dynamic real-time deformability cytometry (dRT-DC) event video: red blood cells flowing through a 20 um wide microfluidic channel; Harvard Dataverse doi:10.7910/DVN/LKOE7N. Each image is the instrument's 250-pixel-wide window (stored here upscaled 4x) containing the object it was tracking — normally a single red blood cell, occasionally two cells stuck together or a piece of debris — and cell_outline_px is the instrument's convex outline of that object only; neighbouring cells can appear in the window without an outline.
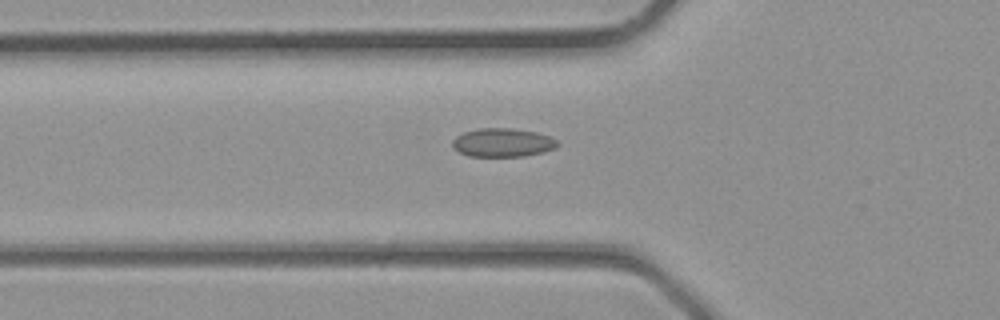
{"species": "common noctule bat (a hibernating species)", "species_latin": "Nyctalus noctula", "temperature_condition": "room temperature", "stored_images_in_passage": 3, "camera_frame_rate_fps": 3000, "um_per_image_px": 0.085, "animal": {"sex": "male", "body_mass_g": 23.1, "forearm_length_mm": 52.7}, "frame": {"image": 1, "passage_image": 3, "time_ms": 0.667, "image_size_px": [1000, 320], "cell_outline_px": [[560, 144], [556, 148], [544, 152], [524, 156], [468, 156], [452, 148], [452, 140], [456, 136], [464, 132], [480, 128], [508, 128], [536, 132], [548, 136], [556, 140]], "centroid_in_image_um": [42.72, 12.12], "position_along_channel_um": 83.1, "area_um2": 17.51}}